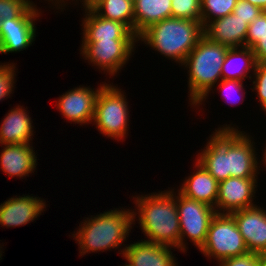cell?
Here are the masks:
<instances>
[{"instance_id":"obj_5","label":"cell","mask_w":266,"mask_h":266,"mask_svg":"<svg viewBox=\"0 0 266 266\" xmlns=\"http://www.w3.org/2000/svg\"><path fill=\"white\" fill-rule=\"evenodd\" d=\"M203 35L201 21L171 17L148 27L137 41L182 65Z\"/></svg>"},{"instance_id":"obj_4","label":"cell","mask_w":266,"mask_h":266,"mask_svg":"<svg viewBox=\"0 0 266 266\" xmlns=\"http://www.w3.org/2000/svg\"><path fill=\"white\" fill-rule=\"evenodd\" d=\"M229 48L203 35L181 65L188 70V97L193 108H200L215 84L222 80L221 69Z\"/></svg>"},{"instance_id":"obj_16","label":"cell","mask_w":266,"mask_h":266,"mask_svg":"<svg viewBox=\"0 0 266 266\" xmlns=\"http://www.w3.org/2000/svg\"><path fill=\"white\" fill-rule=\"evenodd\" d=\"M248 24L235 15H229L208 22L203 27L204 36L210 41L232 47H246Z\"/></svg>"},{"instance_id":"obj_33","label":"cell","mask_w":266,"mask_h":266,"mask_svg":"<svg viewBox=\"0 0 266 266\" xmlns=\"http://www.w3.org/2000/svg\"><path fill=\"white\" fill-rule=\"evenodd\" d=\"M66 1H68V0H65V1L64 0H57V5H58L57 9H64L62 7H65V5L68 3ZM72 1H75V0H72ZM76 1L78 2L79 0H76ZM99 1H101V0H80V3L83 2V3H81L82 4L81 6H83L81 8H83L84 10L85 9H92ZM60 6H61V8H60Z\"/></svg>"},{"instance_id":"obj_38","label":"cell","mask_w":266,"mask_h":266,"mask_svg":"<svg viewBox=\"0 0 266 266\" xmlns=\"http://www.w3.org/2000/svg\"><path fill=\"white\" fill-rule=\"evenodd\" d=\"M124 266H132V265H130L128 262H126V264H124Z\"/></svg>"},{"instance_id":"obj_28","label":"cell","mask_w":266,"mask_h":266,"mask_svg":"<svg viewBox=\"0 0 266 266\" xmlns=\"http://www.w3.org/2000/svg\"><path fill=\"white\" fill-rule=\"evenodd\" d=\"M15 63H0V101L10 97L13 94L15 76L17 71Z\"/></svg>"},{"instance_id":"obj_18","label":"cell","mask_w":266,"mask_h":266,"mask_svg":"<svg viewBox=\"0 0 266 266\" xmlns=\"http://www.w3.org/2000/svg\"><path fill=\"white\" fill-rule=\"evenodd\" d=\"M0 169L11 177H26L34 173L37 164V155L32 144L0 145Z\"/></svg>"},{"instance_id":"obj_7","label":"cell","mask_w":266,"mask_h":266,"mask_svg":"<svg viewBox=\"0 0 266 266\" xmlns=\"http://www.w3.org/2000/svg\"><path fill=\"white\" fill-rule=\"evenodd\" d=\"M199 251L217 262L249 253L234 218L230 214L218 213L212 218L206 241Z\"/></svg>"},{"instance_id":"obj_27","label":"cell","mask_w":266,"mask_h":266,"mask_svg":"<svg viewBox=\"0 0 266 266\" xmlns=\"http://www.w3.org/2000/svg\"><path fill=\"white\" fill-rule=\"evenodd\" d=\"M52 2L57 8V0ZM33 2L30 0H0V19L12 20L18 18Z\"/></svg>"},{"instance_id":"obj_12","label":"cell","mask_w":266,"mask_h":266,"mask_svg":"<svg viewBox=\"0 0 266 266\" xmlns=\"http://www.w3.org/2000/svg\"><path fill=\"white\" fill-rule=\"evenodd\" d=\"M105 84L106 82H103L96 89L83 85L77 86L59 96L56 105L61 115L71 123L74 122L81 126L91 124L98 93Z\"/></svg>"},{"instance_id":"obj_13","label":"cell","mask_w":266,"mask_h":266,"mask_svg":"<svg viewBox=\"0 0 266 266\" xmlns=\"http://www.w3.org/2000/svg\"><path fill=\"white\" fill-rule=\"evenodd\" d=\"M230 215L234 218L246 246L251 253H266V210L258 205L237 210Z\"/></svg>"},{"instance_id":"obj_32","label":"cell","mask_w":266,"mask_h":266,"mask_svg":"<svg viewBox=\"0 0 266 266\" xmlns=\"http://www.w3.org/2000/svg\"><path fill=\"white\" fill-rule=\"evenodd\" d=\"M218 264L219 266H260V255L249 252L245 255L221 260Z\"/></svg>"},{"instance_id":"obj_1","label":"cell","mask_w":266,"mask_h":266,"mask_svg":"<svg viewBox=\"0 0 266 266\" xmlns=\"http://www.w3.org/2000/svg\"><path fill=\"white\" fill-rule=\"evenodd\" d=\"M209 138L196 160L214 179L220 182L230 177L258 178V154L248 133L226 124L215 129Z\"/></svg>"},{"instance_id":"obj_6","label":"cell","mask_w":266,"mask_h":266,"mask_svg":"<svg viewBox=\"0 0 266 266\" xmlns=\"http://www.w3.org/2000/svg\"><path fill=\"white\" fill-rule=\"evenodd\" d=\"M128 102L124 91L106 83L97 96L93 125L99 133L121 141L129 129Z\"/></svg>"},{"instance_id":"obj_22","label":"cell","mask_w":266,"mask_h":266,"mask_svg":"<svg viewBox=\"0 0 266 266\" xmlns=\"http://www.w3.org/2000/svg\"><path fill=\"white\" fill-rule=\"evenodd\" d=\"M172 0H136L134 2V34L138 37L151 25L172 17Z\"/></svg>"},{"instance_id":"obj_35","label":"cell","mask_w":266,"mask_h":266,"mask_svg":"<svg viewBox=\"0 0 266 266\" xmlns=\"http://www.w3.org/2000/svg\"><path fill=\"white\" fill-rule=\"evenodd\" d=\"M260 266H266V253L260 254Z\"/></svg>"},{"instance_id":"obj_10","label":"cell","mask_w":266,"mask_h":266,"mask_svg":"<svg viewBox=\"0 0 266 266\" xmlns=\"http://www.w3.org/2000/svg\"><path fill=\"white\" fill-rule=\"evenodd\" d=\"M42 11L34 2L18 17L3 19L0 26V53L20 52L32 45L36 37V18Z\"/></svg>"},{"instance_id":"obj_11","label":"cell","mask_w":266,"mask_h":266,"mask_svg":"<svg viewBox=\"0 0 266 266\" xmlns=\"http://www.w3.org/2000/svg\"><path fill=\"white\" fill-rule=\"evenodd\" d=\"M257 178L230 177L219 182L215 211L230 214L237 210L256 206L254 196L258 187Z\"/></svg>"},{"instance_id":"obj_26","label":"cell","mask_w":266,"mask_h":266,"mask_svg":"<svg viewBox=\"0 0 266 266\" xmlns=\"http://www.w3.org/2000/svg\"><path fill=\"white\" fill-rule=\"evenodd\" d=\"M173 18L201 21V0H172Z\"/></svg>"},{"instance_id":"obj_14","label":"cell","mask_w":266,"mask_h":266,"mask_svg":"<svg viewBox=\"0 0 266 266\" xmlns=\"http://www.w3.org/2000/svg\"><path fill=\"white\" fill-rule=\"evenodd\" d=\"M46 201L39 196L22 195L11 197L0 204L1 227H19L37 220L45 211Z\"/></svg>"},{"instance_id":"obj_24","label":"cell","mask_w":266,"mask_h":266,"mask_svg":"<svg viewBox=\"0 0 266 266\" xmlns=\"http://www.w3.org/2000/svg\"><path fill=\"white\" fill-rule=\"evenodd\" d=\"M246 47L252 49L257 63L266 61V12L263 11L249 24Z\"/></svg>"},{"instance_id":"obj_34","label":"cell","mask_w":266,"mask_h":266,"mask_svg":"<svg viewBox=\"0 0 266 266\" xmlns=\"http://www.w3.org/2000/svg\"><path fill=\"white\" fill-rule=\"evenodd\" d=\"M266 12V0H246Z\"/></svg>"},{"instance_id":"obj_29","label":"cell","mask_w":266,"mask_h":266,"mask_svg":"<svg viewBox=\"0 0 266 266\" xmlns=\"http://www.w3.org/2000/svg\"><path fill=\"white\" fill-rule=\"evenodd\" d=\"M218 85V90H222L221 93H223L222 95V98H225V99H230L228 100L230 102V104L232 105H236L237 103L239 102H242L244 100V95H245V88H244V83L243 81H240V80H234V79H229V80H221L220 83L216 84ZM244 90V92H243ZM236 94H239L238 96H240V98H236L237 95ZM236 97H235V96ZM232 99V100H231ZM241 99V101H240ZM234 100V101H233ZM239 100V101H238ZM227 102V103H229Z\"/></svg>"},{"instance_id":"obj_31","label":"cell","mask_w":266,"mask_h":266,"mask_svg":"<svg viewBox=\"0 0 266 266\" xmlns=\"http://www.w3.org/2000/svg\"><path fill=\"white\" fill-rule=\"evenodd\" d=\"M263 11L246 0H237L233 13L244 20L248 25Z\"/></svg>"},{"instance_id":"obj_37","label":"cell","mask_w":266,"mask_h":266,"mask_svg":"<svg viewBox=\"0 0 266 266\" xmlns=\"http://www.w3.org/2000/svg\"><path fill=\"white\" fill-rule=\"evenodd\" d=\"M1 248H3V247L0 245V258L2 259V257H1L2 256V250H1Z\"/></svg>"},{"instance_id":"obj_36","label":"cell","mask_w":266,"mask_h":266,"mask_svg":"<svg viewBox=\"0 0 266 266\" xmlns=\"http://www.w3.org/2000/svg\"><path fill=\"white\" fill-rule=\"evenodd\" d=\"M265 149H264V152H263V157H261V159L262 158H264V159H262L261 161H260V163H262L263 165H264V167H266V145H265V147H264ZM263 161V162H262Z\"/></svg>"},{"instance_id":"obj_8","label":"cell","mask_w":266,"mask_h":266,"mask_svg":"<svg viewBox=\"0 0 266 266\" xmlns=\"http://www.w3.org/2000/svg\"><path fill=\"white\" fill-rule=\"evenodd\" d=\"M176 205L180 222V251L186 252V242L190 241L198 249L205 243L208 228L216 215L215 208L182 195L176 191Z\"/></svg>"},{"instance_id":"obj_23","label":"cell","mask_w":266,"mask_h":266,"mask_svg":"<svg viewBox=\"0 0 266 266\" xmlns=\"http://www.w3.org/2000/svg\"><path fill=\"white\" fill-rule=\"evenodd\" d=\"M92 10L102 18L123 23L134 32V2L132 0H101Z\"/></svg>"},{"instance_id":"obj_30","label":"cell","mask_w":266,"mask_h":266,"mask_svg":"<svg viewBox=\"0 0 266 266\" xmlns=\"http://www.w3.org/2000/svg\"><path fill=\"white\" fill-rule=\"evenodd\" d=\"M253 90L257 92L262 110L266 112V61L258 62L253 73ZM266 114V113H265Z\"/></svg>"},{"instance_id":"obj_17","label":"cell","mask_w":266,"mask_h":266,"mask_svg":"<svg viewBox=\"0 0 266 266\" xmlns=\"http://www.w3.org/2000/svg\"><path fill=\"white\" fill-rule=\"evenodd\" d=\"M82 18V41L137 40L134 32L123 23L98 16L92 9H85Z\"/></svg>"},{"instance_id":"obj_3","label":"cell","mask_w":266,"mask_h":266,"mask_svg":"<svg viewBox=\"0 0 266 266\" xmlns=\"http://www.w3.org/2000/svg\"><path fill=\"white\" fill-rule=\"evenodd\" d=\"M83 221L78 232L74 231L72 234L79 245L81 256L88 252H104L114 248L116 250L130 235L132 224L136 225L133 222V209L127 208H115L95 216L91 215Z\"/></svg>"},{"instance_id":"obj_15","label":"cell","mask_w":266,"mask_h":266,"mask_svg":"<svg viewBox=\"0 0 266 266\" xmlns=\"http://www.w3.org/2000/svg\"><path fill=\"white\" fill-rule=\"evenodd\" d=\"M171 248L140 240L119 248V254L132 266H178Z\"/></svg>"},{"instance_id":"obj_19","label":"cell","mask_w":266,"mask_h":266,"mask_svg":"<svg viewBox=\"0 0 266 266\" xmlns=\"http://www.w3.org/2000/svg\"><path fill=\"white\" fill-rule=\"evenodd\" d=\"M23 106L11 108L1 121L0 144H32L33 141V121ZM33 129V130H32Z\"/></svg>"},{"instance_id":"obj_2","label":"cell","mask_w":266,"mask_h":266,"mask_svg":"<svg viewBox=\"0 0 266 266\" xmlns=\"http://www.w3.org/2000/svg\"><path fill=\"white\" fill-rule=\"evenodd\" d=\"M133 199L137 207L135 211L133 209V222L138 214L139 227L147 236L143 240L180 251V222L174 189L142 194Z\"/></svg>"},{"instance_id":"obj_9","label":"cell","mask_w":266,"mask_h":266,"mask_svg":"<svg viewBox=\"0 0 266 266\" xmlns=\"http://www.w3.org/2000/svg\"><path fill=\"white\" fill-rule=\"evenodd\" d=\"M137 40H99L82 41L80 54L83 59L92 63L97 69L115 76L121 71L122 67L131 60L132 52L135 50Z\"/></svg>"},{"instance_id":"obj_21","label":"cell","mask_w":266,"mask_h":266,"mask_svg":"<svg viewBox=\"0 0 266 266\" xmlns=\"http://www.w3.org/2000/svg\"><path fill=\"white\" fill-rule=\"evenodd\" d=\"M239 62V63H238ZM257 61L251 48L249 47H232L229 48L221 69L223 80H240L251 79L255 71Z\"/></svg>"},{"instance_id":"obj_25","label":"cell","mask_w":266,"mask_h":266,"mask_svg":"<svg viewBox=\"0 0 266 266\" xmlns=\"http://www.w3.org/2000/svg\"><path fill=\"white\" fill-rule=\"evenodd\" d=\"M237 0H201V23L223 18L233 12Z\"/></svg>"},{"instance_id":"obj_20","label":"cell","mask_w":266,"mask_h":266,"mask_svg":"<svg viewBox=\"0 0 266 266\" xmlns=\"http://www.w3.org/2000/svg\"><path fill=\"white\" fill-rule=\"evenodd\" d=\"M196 172L185 178L178 191L191 199L215 207L218 197L219 182L196 160Z\"/></svg>"}]
</instances>
